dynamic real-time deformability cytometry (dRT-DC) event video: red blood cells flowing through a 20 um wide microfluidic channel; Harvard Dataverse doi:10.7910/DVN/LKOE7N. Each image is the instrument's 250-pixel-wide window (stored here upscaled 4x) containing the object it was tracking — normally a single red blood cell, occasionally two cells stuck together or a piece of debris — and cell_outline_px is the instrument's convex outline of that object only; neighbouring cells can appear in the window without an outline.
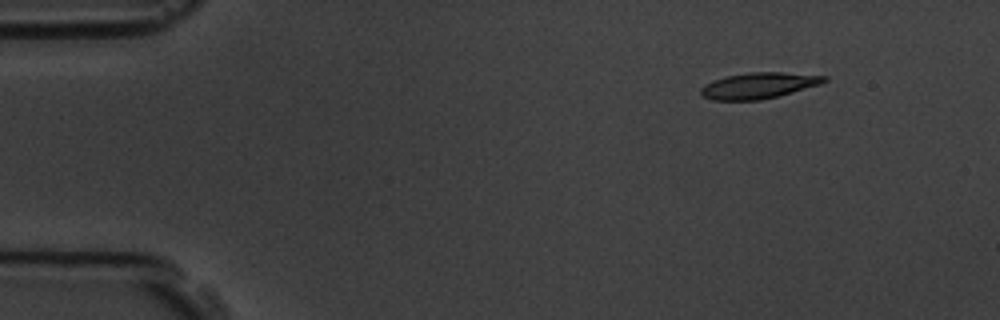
{"species": "common noctule bat (a hibernating species)", "species_latin": "Nyctalus noctula", "temperature_condition": "room temperature", "stored_images_in_passage": 4, "camera_frame_rate_fps": 3000, "um_per_image_px": 0.085, "animal": {"sex": "male", "body_mass_g": 19.5, "forearm_length_mm": 54.6}, "frame": {"image": 1, "passage_image": 2, "time_ms": 1.333, "image_size_px": [1000, 320], "cell_outline_px": [[828, 80], [820, 84], [792, 92], [760, 100], [712, 100], [704, 96], [700, 92], [700, 88], [704, 84], [712, 80], [724, 76], [748, 72], [780, 72], [828, 76]], "centroid_in_image_um": [64.45, 7.26], "position_along_channel_um": 20.5, "area_um2": 18.67}}